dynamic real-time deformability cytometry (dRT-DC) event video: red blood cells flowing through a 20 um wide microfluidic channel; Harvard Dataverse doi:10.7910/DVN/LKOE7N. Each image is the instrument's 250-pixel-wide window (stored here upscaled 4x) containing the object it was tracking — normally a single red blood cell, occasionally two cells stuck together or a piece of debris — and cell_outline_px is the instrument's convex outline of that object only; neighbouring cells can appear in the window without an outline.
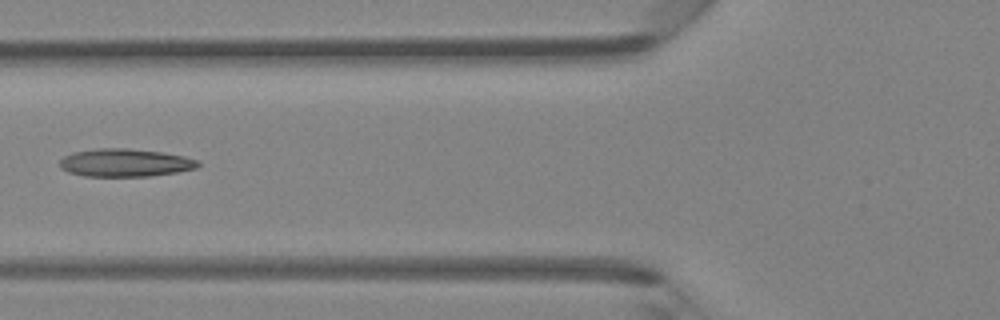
{"species": "Egyptian fruit bat (a non-hibernating species)", "species_latin": "Rousettus aegyptiacus", "temperature_condition": "room temperature", "stored_images_in_passage": 5, "camera_frame_rate_fps": 3000, "um_per_image_px": 0.085, "animal": {"sex": "female"}, "frame": {"image": 1, "passage_image": 5, "time_ms": 5.333, "image_size_px": [1000, 320], "cell_outline_px": [[200, 164], [196, 168], [176, 172], [148, 176], [84, 176], [68, 172], [60, 168], [60, 160], [64, 156], [72, 152], [100, 148], [124, 148], [160, 152], [184, 156], [196, 160]], "centroid_in_image_um": [10.59, 13.83], "position_along_channel_um": 115.2, "area_um2": 22.31}}